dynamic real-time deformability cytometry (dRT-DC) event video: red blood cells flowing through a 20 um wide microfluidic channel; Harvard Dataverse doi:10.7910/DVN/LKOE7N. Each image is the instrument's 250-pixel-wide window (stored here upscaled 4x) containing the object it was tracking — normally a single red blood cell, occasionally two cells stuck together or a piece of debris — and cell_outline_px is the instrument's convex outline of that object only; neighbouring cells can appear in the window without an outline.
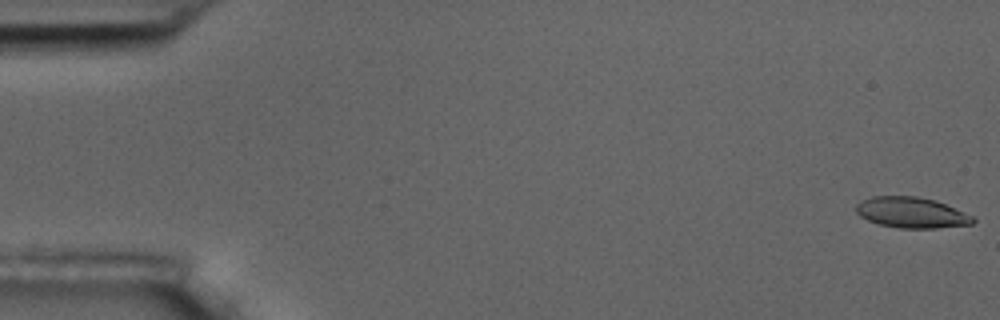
{"species": "common noctule bat (a hibernating species)", "species_latin": "Nyctalus noctula", "temperature_condition": "room temperature", "stored_images_in_passage": 5, "camera_frame_rate_fps": 3000, "um_per_image_px": 0.085, "animal": {"sex": "male", "body_mass_g": 17.5, "forearm_length_mm": 52.3}, "frame": {"image": 1, "passage_image": 1, "time_ms": 0.0, "image_size_px": [1000, 320], "cell_outline_px": [[976, 220], [972, 224], [936, 228], [900, 228], [880, 224], [868, 220], [860, 216], [856, 212], [856, 204], [860, 200], [872, 196], [916, 196], [936, 200], [964, 212], [972, 216]], "centroid_in_image_um": [77.46, 18.06], "position_along_channel_um": 7.5, "area_um2": 20.92}}
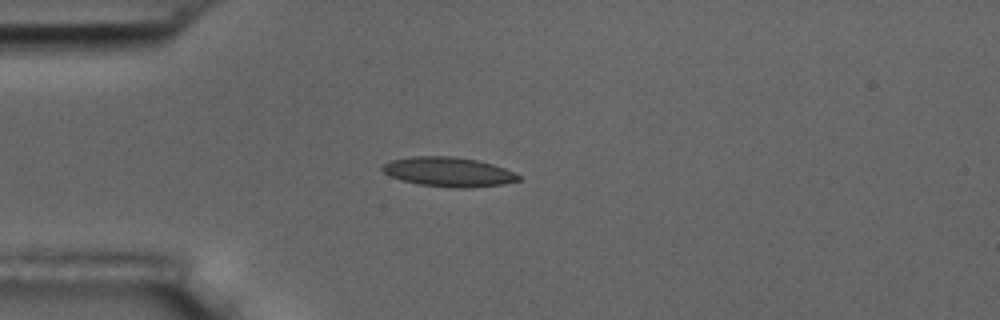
{"frame": {"image": 2, "passage_image": 5, "time_ms": 4.667, "image_size_px": [1000, 320], "cell_outline_px": [[520, 180], [504, 184], [468, 188], [456, 188], [420, 184], [404, 180], [392, 176], [384, 172], [380, 168], [384, 164], [392, 160], [412, 156], [452, 156], [476, 160], [492, 164], [504, 168], [520, 176]], "centroid_in_image_um": [38.14, 14.61], "position_along_channel_um": 46.9, "area_um2": 23.06}}